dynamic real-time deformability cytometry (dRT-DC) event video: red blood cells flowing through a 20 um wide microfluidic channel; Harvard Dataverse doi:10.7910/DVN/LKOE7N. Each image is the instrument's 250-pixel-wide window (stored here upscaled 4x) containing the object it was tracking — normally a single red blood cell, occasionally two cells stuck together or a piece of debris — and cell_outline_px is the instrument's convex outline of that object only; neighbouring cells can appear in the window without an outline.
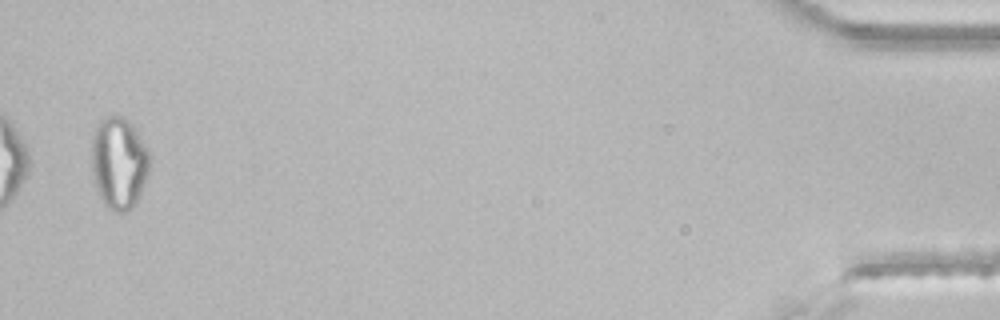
{"species": "common noctule bat (a hibernating species)", "species_latin": "Nyctalus noctula", "temperature_condition": "room temperature", "stored_images_in_passage": 35, "segment_of_instrument_passage": [2, 2], "camera_frame_rate_fps": 3000, "um_per_image_px": 0.085, "animal": {"sex": "male", "body_mass_g": 21.5, "forearm_length_mm": 52.0}, "frame": {"image": 1, "passage_image": 33, "time_ms": 10.667, "image_size_px": [1000, 320], "cell_outline_px": [[148, 172], [144, 184], [136, 204], [128, 212], [116, 212], [108, 208], [104, 204], [96, 188], [92, 172], [92, 136], [96, 124], [104, 116], [120, 116], [128, 120], [136, 132], [148, 152]], "centroid_in_image_um": [10.07, 13.87], "position_along_channel_um": 425.1, "area_um2": 30.87}}